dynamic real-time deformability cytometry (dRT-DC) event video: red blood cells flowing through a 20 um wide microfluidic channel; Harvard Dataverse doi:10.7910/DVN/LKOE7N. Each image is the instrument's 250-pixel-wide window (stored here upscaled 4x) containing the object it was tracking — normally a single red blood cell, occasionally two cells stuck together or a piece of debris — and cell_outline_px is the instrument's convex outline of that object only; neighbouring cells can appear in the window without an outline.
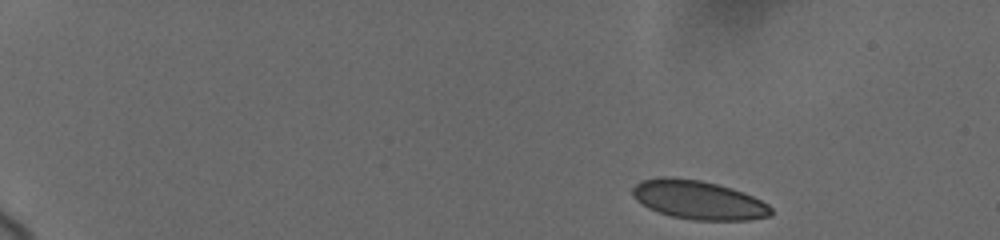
{"species": "human", "species_latin": "Homo sapiens", "temperature_condition": "cold", "stored_images_in_passage": 7, "camera_frame_rate_fps": 3000, "um_per_image_px": 0.085, "donor": {"sex": "female"}, "frame": {"image": 1, "passage_image": 1, "time_ms": 0.0, "image_size_px": [1000, 240], "cell_outline_px": [[772, 212], [768, 216], [748, 220], [692, 220], [672, 216], [648, 208], [636, 200], [632, 196], [632, 188], [636, 184], [644, 180], [660, 176], [672, 176], [700, 180], [732, 188], [744, 192], [768, 204], [772, 208]], "centroid_in_image_um": [59.34, 16.98], "position_along_channel_um": 25.7, "area_um2": 31.33}}
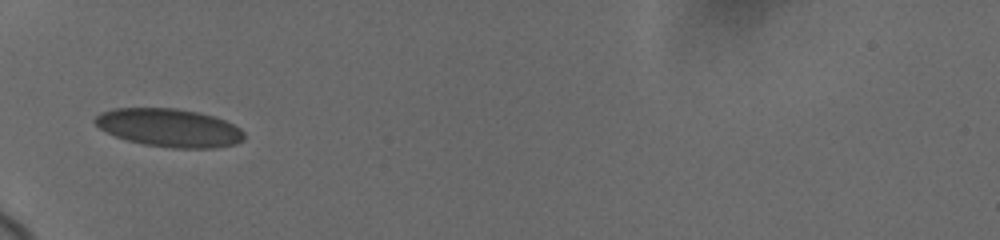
{"frame": {"image": 2, "passage_image": 6, "time_ms": 4.667, "image_size_px": [1000, 240], "cell_outline_px": [[244, 140], [236, 144], [216, 148], [172, 148], [144, 144], [128, 140], [116, 136], [100, 128], [92, 120], [100, 112], [112, 108], [176, 108], [200, 112], [224, 120], [240, 128], [244, 132]], "centroid_in_image_um": [14.39, 10.85], "position_along_channel_um": 70.6, "area_um2": 33.23}}